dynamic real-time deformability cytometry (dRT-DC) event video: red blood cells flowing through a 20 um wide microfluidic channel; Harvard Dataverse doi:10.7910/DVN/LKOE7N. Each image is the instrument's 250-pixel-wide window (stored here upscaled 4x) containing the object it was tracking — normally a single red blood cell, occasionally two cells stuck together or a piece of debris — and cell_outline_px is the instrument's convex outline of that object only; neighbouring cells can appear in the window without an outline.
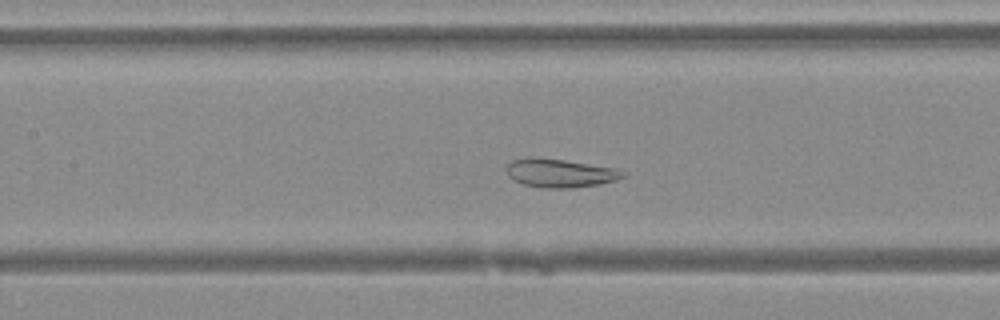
{"species": "Egyptian fruit bat (a non-hibernating species)", "species_latin": "Rousettus aegyptiacus", "temperature_condition": "warm", "stored_images_in_passage": 46, "camera_frame_rate_fps": 3000, "um_per_image_px": 0.085, "animal": {"sex": "female"}, "frame": {"image": 1, "passage_image": 19, "time_ms": 6.0, "image_size_px": [1000, 320], "cell_outline_px": [[624, 176], [616, 180], [600, 184], [572, 188], [544, 188], [524, 184], [512, 180], [508, 176], [504, 168], [512, 160], [528, 156], [564, 160], [616, 168], [624, 172]], "centroid_in_image_um": [47.54, 14.71], "position_along_channel_um": 159.9, "area_um2": 19.48}}
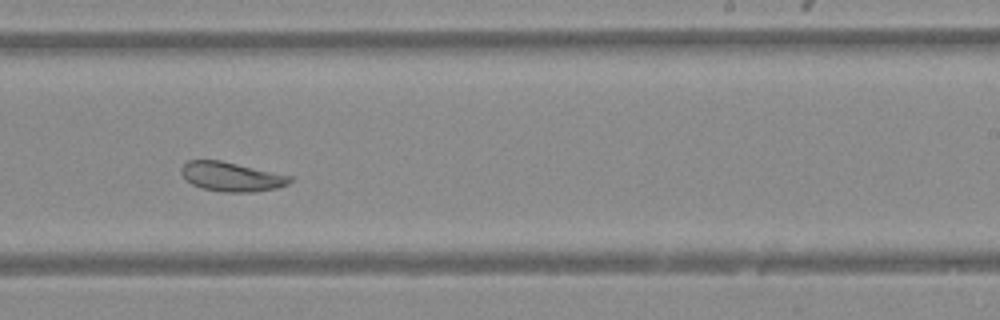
{"frame": {"image": 2, "passage_image": 27, "time_ms": 8.667, "image_size_px": [1000, 320], "cell_outline_px": [[292, 180], [288, 184], [276, 188], [256, 192], [220, 192], [204, 188], [192, 184], [180, 172], [180, 168], [188, 160], [220, 160], [292, 176]], "centroid_in_image_um": [19.68, 15.02], "position_along_channel_um": 269.3, "area_um2": 18.44}}
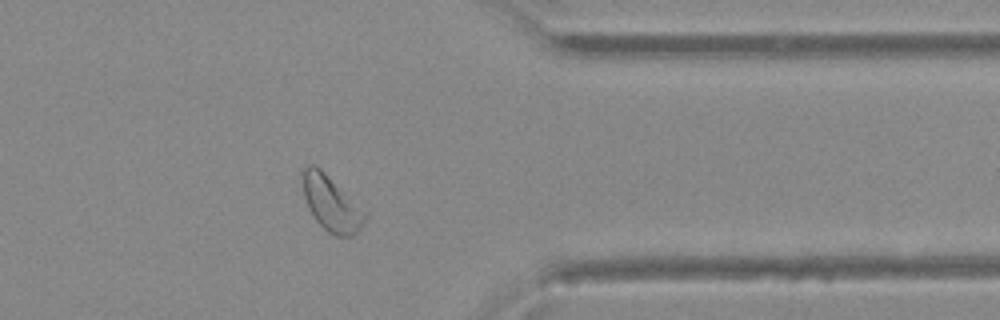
{"frame": {"image": 3, "passage_image": 36, "time_ms": 11.667, "image_size_px": [1000, 320], "cell_outline_px": [[368, 216], [360, 228], [352, 236], [336, 236], [328, 232], [316, 220], [308, 208], [304, 196], [300, 172], [308, 164], [312, 164], [320, 168], [368, 212]], "centroid_in_image_um": [28.15, 17.28], "position_along_channel_um": 383.2, "area_um2": 20.23}}